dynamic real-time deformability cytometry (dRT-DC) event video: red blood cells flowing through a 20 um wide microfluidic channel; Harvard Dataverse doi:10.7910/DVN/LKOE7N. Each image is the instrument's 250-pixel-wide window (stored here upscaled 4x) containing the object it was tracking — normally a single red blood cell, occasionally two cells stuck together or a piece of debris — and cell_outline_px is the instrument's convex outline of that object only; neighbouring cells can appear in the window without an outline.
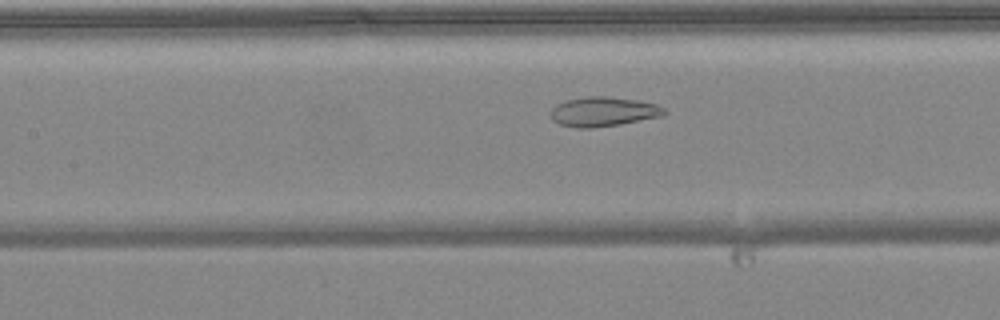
{"species": "common noctule bat (a hibernating species)", "species_latin": "Nyctalus noctula", "temperature_condition": "warm", "stored_images_in_passage": 48, "camera_frame_rate_fps": 3000, "um_per_image_px": 0.085, "animal": {"sex": "female", "body_mass_g": 24.6, "forearm_length_mm": 56.2}, "frame": {"image": 1, "passage_image": 20, "time_ms": 6.333, "image_size_px": [1000, 320], "cell_outline_px": [[668, 112], [660, 116], [620, 124], [592, 128], [576, 128], [560, 124], [552, 120], [552, 108], [556, 104], [568, 100], [588, 96], [604, 96], [636, 100], [656, 104], [664, 108]], "centroid_in_image_um": [51.27, 9.49], "position_along_channel_um": 156.1, "area_um2": 19.31}}
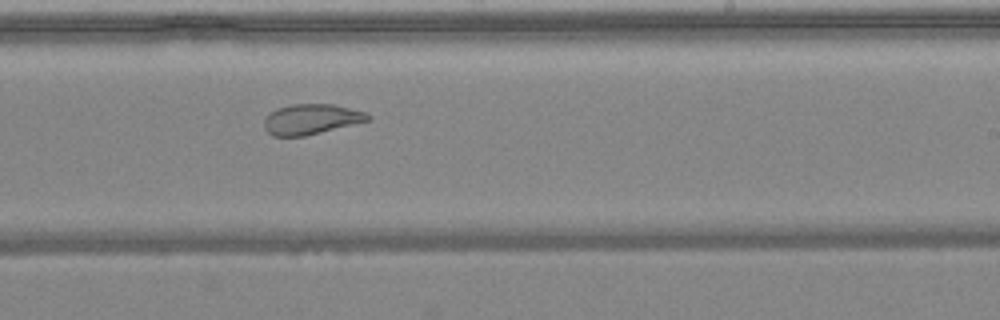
{"frame": {"image": 2, "passage_image": 28, "time_ms": 9.0, "image_size_px": [1000, 320], "cell_outline_px": [[372, 116], [368, 120], [304, 136], [272, 136], [264, 128], [264, 120], [276, 108], [292, 104], [336, 104], [368, 112]], "centroid_in_image_um": [26.46, 10.11], "position_along_channel_um": 262.5, "area_um2": 18.21}}
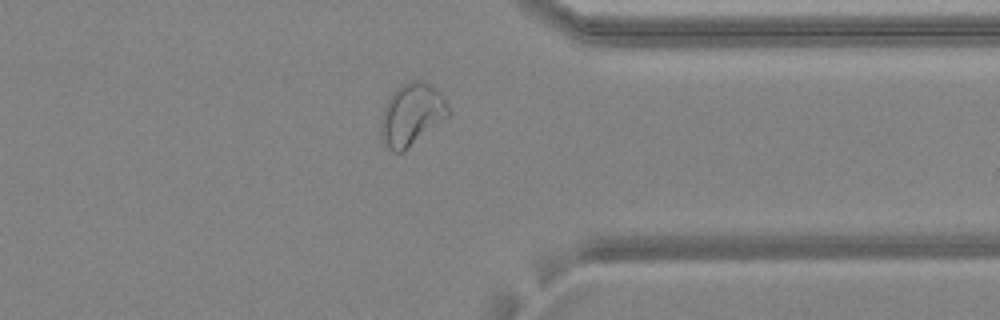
{"frame": {"image": 3, "passage_image": 37, "time_ms": 12.0, "image_size_px": [1000, 320], "cell_outline_px": [[452, 112], [448, 116], [400, 152], [392, 152], [380, 140], [380, 120], [384, 108], [392, 92], [400, 84], [408, 80], [424, 80], [444, 100]], "centroid_in_image_um": [34.93, 9.71], "position_along_channel_um": 376.5, "area_um2": 23.93}, "authors_computed_cell_mechanics": {"area_um2": 24.9696, "velocity_mm_per_s": 4.0123, "shape_relaxation_time_tau1_ms": null, "shape_relaxation_time_tau2_ms": 1.3663, "deformation_change_tau1": null, "deformation_change_tau2": 0.0818}}